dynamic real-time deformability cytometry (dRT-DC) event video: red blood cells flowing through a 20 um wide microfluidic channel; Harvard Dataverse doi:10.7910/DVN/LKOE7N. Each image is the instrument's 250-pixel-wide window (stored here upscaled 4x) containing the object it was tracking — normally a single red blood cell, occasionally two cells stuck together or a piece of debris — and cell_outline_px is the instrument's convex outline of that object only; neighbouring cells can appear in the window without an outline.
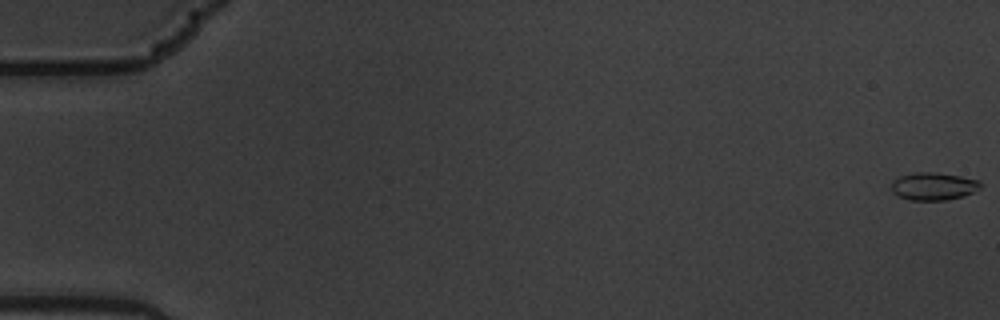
{"species": "common noctule bat (a hibernating species)", "species_latin": "Nyctalus noctula", "temperature_condition": "warm", "stored_images_in_passage": 59, "camera_frame_rate_fps": 3000, "um_per_image_px": 0.085, "animal": {"sex": "male", "body_mass_g": 19.5, "forearm_length_mm": 54.6}, "frame": {"image": 1, "passage_image": 1, "time_ms": 0.0, "image_size_px": [1000, 320], "cell_outline_px": [[980, 188], [964, 196], [944, 200], [912, 200], [900, 196], [892, 192], [892, 180], [900, 176], [916, 172], [936, 172], [960, 176], [980, 180]], "centroid_in_image_um": [79.35, 15.82], "position_along_channel_um": 5.7, "area_um2": 14.28}}
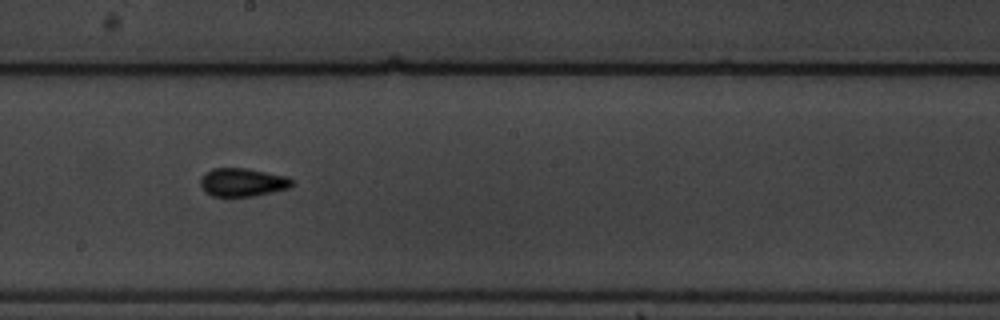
{"frame": {"image": 2, "passage_image": 34, "time_ms": 11.0, "image_size_px": [1000, 320], "cell_outline_px": [[292, 184], [288, 188], [272, 192], [252, 196], [212, 196], [204, 192], [200, 184], [200, 180], [204, 172], [212, 168], [244, 168], [284, 176], [292, 180]], "centroid_in_image_um": [20.53, 15.5], "position_along_channel_um": 227.7, "area_um2": 14.91}}
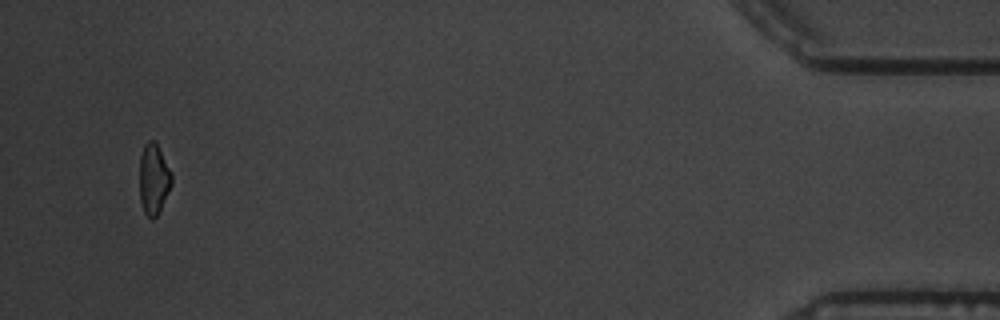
{"frame": {"image": 3, "passage_image": 57, "time_ms": 18.667, "image_size_px": [1000, 320], "cell_outline_px": [[172, 184], [156, 216], [152, 220], [144, 212], [140, 200], [140, 156], [144, 144], [148, 140], [152, 140], [156, 144], [172, 172]], "centroid_in_image_um": [13.05, 15.21], "position_along_channel_um": 422.1, "area_um2": 13.01}, "authors_computed_cell_mechanics": {"area_um2": 14.2766, "velocity_mm_per_s": 3.5222, "shape_relaxation_time_tau1_ms": 6.6136, "shape_relaxation_time_tau2_ms": 1.4237, "deformation_change_tau1": 0.1606, "deformation_change_tau2": 0.0759}}